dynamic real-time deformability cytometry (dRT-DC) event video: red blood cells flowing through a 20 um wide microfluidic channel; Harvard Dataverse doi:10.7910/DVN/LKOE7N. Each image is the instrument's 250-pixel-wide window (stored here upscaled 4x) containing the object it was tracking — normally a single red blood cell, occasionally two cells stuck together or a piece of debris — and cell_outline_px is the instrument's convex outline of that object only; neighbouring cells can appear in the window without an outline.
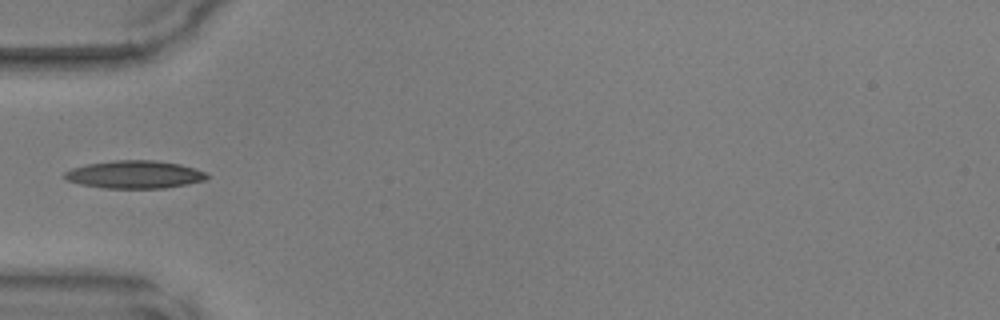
{"species": "common noctule bat (a hibernating species)", "species_latin": "Nyctalus noctula", "temperature_condition": "warm", "stored_images_in_passage": 33, "camera_frame_rate_fps": 3000, "um_per_image_px": 0.085, "animal": {"sex": "male", "body_mass_g": 17.9, "forearm_length_mm": 54.2}, "frame": {"image": 1, "passage_image": 1, "time_ms": 0.0, "image_size_px": [1000, 320], "cell_outline_px": [[208, 176], [204, 180], [164, 188], [108, 188], [80, 184], [68, 180], [64, 176], [64, 172], [72, 168], [88, 164], [112, 160], [156, 160], [180, 164], [204, 172]], "centroid_in_image_um": [11.41, 14.82], "position_along_channel_um": 73.6, "area_um2": 22.72}}
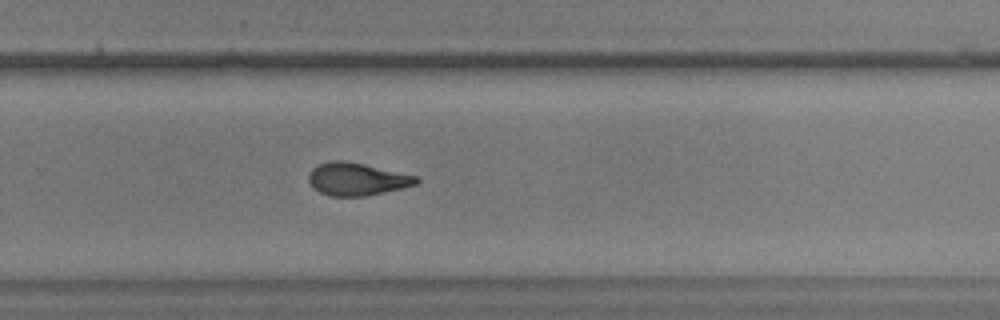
{"frame": {"image": 2, "passage_image": 17, "time_ms": 5.333, "image_size_px": [1000, 320], "cell_outline_px": [[420, 180], [416, 184], [400, 188], [364, 196], [328, 196], [312, 188], [308, 180], [308, 176], [312, 168], [320, 164], [332, 160], [344, 160], [364, 164], [420, 176]], "centroid_in_image_um": [30.32, 15.22], "position_along_channel_um": 299.5, "area_um2": 20.52}}
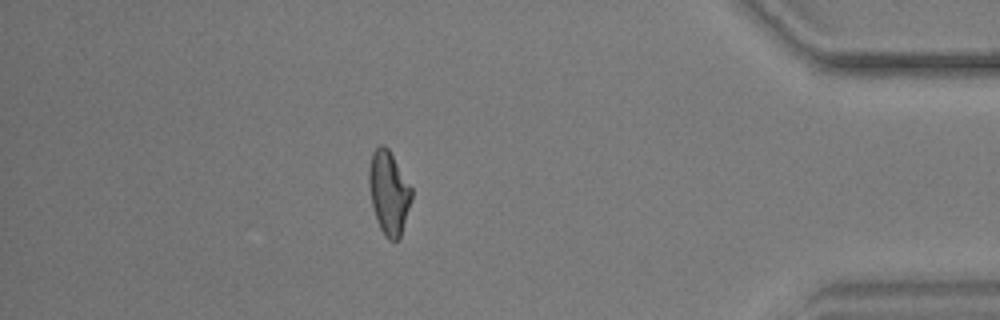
{"frame": {"image": 3, "passage_image": 27, "time_ms": 8.667, "image_size_px": [1000, 320], "cell_outline_px": [[412, 200], [400, 240], [388, 240], [384, 236], [376, 220], [372, 208], [368, 184], [368, 168], [372, 152], [380, 144], [384, 144], [388, 148], [412, 188]], "centroid_in_image_um": [33.04, 16.4], "position_along_channel_um": 402.2, "area_um2": 21.1}}